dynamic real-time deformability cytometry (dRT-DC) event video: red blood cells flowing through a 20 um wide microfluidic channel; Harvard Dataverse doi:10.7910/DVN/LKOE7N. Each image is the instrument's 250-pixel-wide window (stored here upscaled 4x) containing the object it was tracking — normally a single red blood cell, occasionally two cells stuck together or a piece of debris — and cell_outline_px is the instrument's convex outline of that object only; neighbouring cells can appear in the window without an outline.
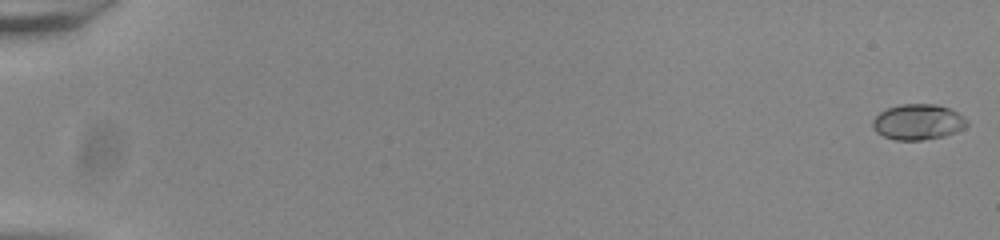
{"species": "common noctule bat (a hibernating species)", "species_latin": "Nyctalus noctula", "temperature_condition": "room temperature", "stored_images_in_passage": 55, "camera_frame_rate_fps": 3000, "um_per_image_px": 0.085, "animal": {"sex": "male", "body_mass_g": 20.0, "forearm_length_mm": 53.3}, "frame": {"image": 1, "passage_image": 1, "time_ms": 0.0, "image_size_px": [1000, 240], "cell_outline_px": [[968, 124], [964, 128], [956, 132], [944, 136], [920, 140], [896, 140], [884, 136], [876, 132], [872, 124], [872, 120], [880, 112], [888, 108], [900, 104], [936, 104], [948, 108], [964, 116], [968, 120]], "centroid_in_image_um": [78.04, 10.36], "position_along_channel_um": 7.0, "area_um2": 19.54}}
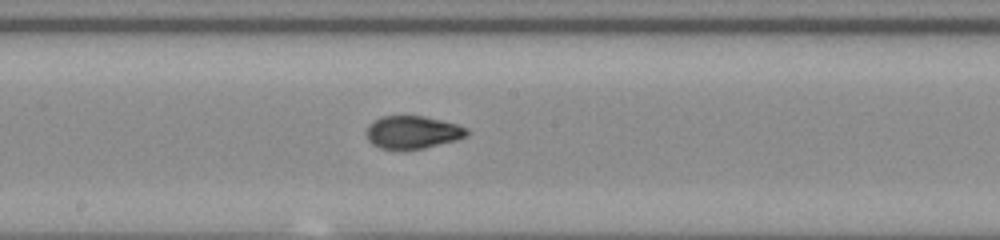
{"frame": {"image": 2, "passage_image": 32, "time_ms": 10.333, "image_size_px": [1000, 240], "cell_outline_px": [[468, 136], [456, 140], [424, 148], [380, 148], [372, 144], [368, 140], [368, 124], [380, 116], [424, 116], [456, 124], [468, 128]], "centroid_in_image_um": [35.09, 11.22], "position_along_channel_um": 213.1, "area_um2": 18.9}}
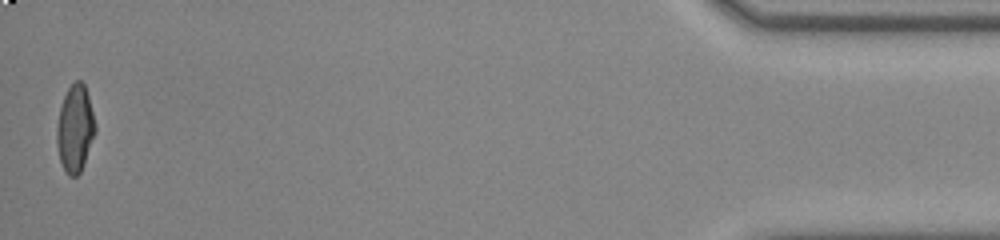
{"frame": {"image": 3, "passage_image": 55, "time_ms": 18.0, "image_size_px": [1000, 240], "cell_outline_px": [[96, 132], [80, 172], [76, 176], [68, 176], [60, 160], [56, 144], [56, 128], [60, 108], [64, 96], [68, 88], [76, 80], [80, 80], [84, 84], [88, 96], [96, 128]], "centroid_in_image_um": [6.37, 10.93], "position_along_channel_um": 428.8, "area_um2": 19.25}, "authors_computed_cell_mechanics": {"area_um2": 19.2474, "velocity_mm_per_s": 3.8624, "shape_relaxation_time_tau1_ms": 7.709, "shape_relaxation_time_tau2_ms": null, "deformation_change_tau1": 0.2534, "deformation_change_tau2": null}}